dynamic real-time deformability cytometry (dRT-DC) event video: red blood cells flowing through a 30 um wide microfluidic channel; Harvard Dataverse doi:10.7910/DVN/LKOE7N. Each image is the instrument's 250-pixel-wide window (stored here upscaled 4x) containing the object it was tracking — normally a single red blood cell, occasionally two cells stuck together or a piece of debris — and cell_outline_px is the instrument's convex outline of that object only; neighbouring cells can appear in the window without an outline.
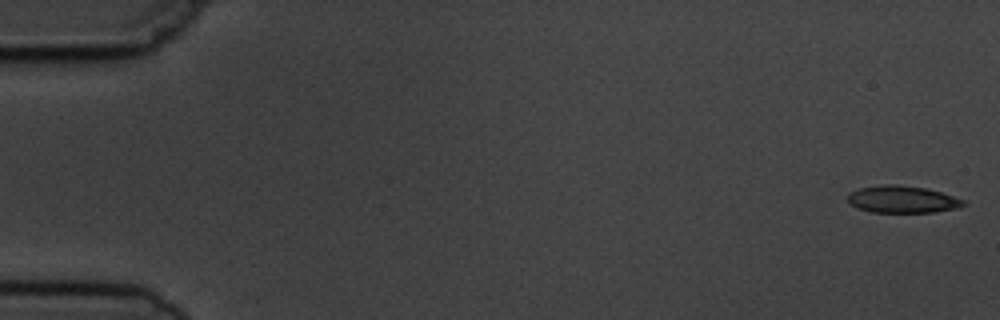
{"species": "common noctule bat (a hibernating species)", "species_latin": "Nyctalus noctula", "temperature_condition": "cold", "stored_images_in_passage": 5, "camera_frame_rate_fps": 3000, "um_per_image_px": 0.085, "animal": {"sex": "male", "body_mass_g": 19.5, "forearm_length_mm": 54.6}, "frame": {"image": 1, "passage_image": 1, "time_ms": 0.0, "image_size_px": [1000, 320], "cell_outline_px": [[968, 204], [960, 208], [936, 212], [872, 212], [856, 208], [848, 204], [848, 192], [860, 188], [884, 184], [896, 184], [928, 188], [964, 200]], "centroid_in_image_um": [76.7, 16.95], "position_along_channel_um": 8.3, "area_um2": 18.55}}
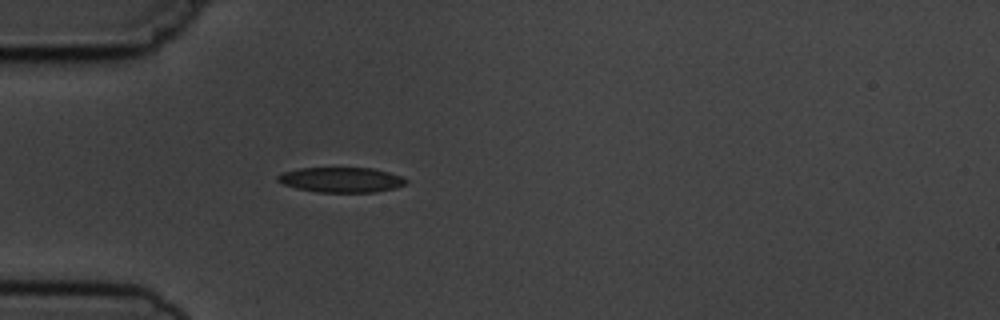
{"frame": {"image": 2, "passage_image": 5, "time_ms": 5.0, "image_size_px": [1000, 320], "cell_outline_px": [[408, 180], [404, 184], [396, 188], [376, 192], [316, 192], [296, 188], [284, 184], [276, 180], [276, 176], [280, 172], [300, 168], [372, 168], [388, 172], [400, 176]], "centroid_in_image_um": [28.96, 15.28], "position_along_channel_um": 56.0, "area_um2": 18.79}}